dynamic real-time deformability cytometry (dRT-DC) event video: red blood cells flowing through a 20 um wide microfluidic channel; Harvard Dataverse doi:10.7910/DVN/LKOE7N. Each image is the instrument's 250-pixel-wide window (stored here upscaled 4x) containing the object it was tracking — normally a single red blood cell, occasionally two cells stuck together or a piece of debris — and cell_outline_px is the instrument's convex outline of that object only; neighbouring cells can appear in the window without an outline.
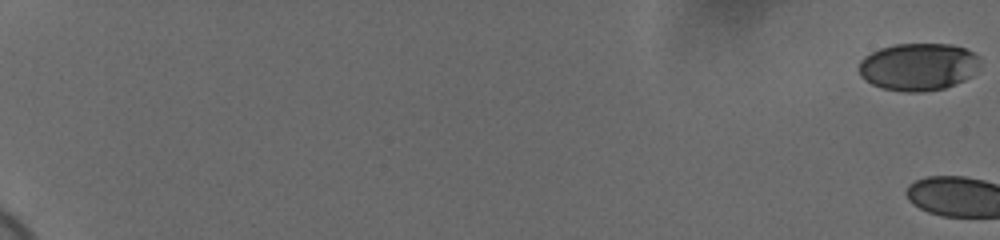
{"species": "human", "species_latin": "Homo sapiens", "temperature_condition": "cold", "stored_images_in_passage": 4, "camera_frame_rate_fps": 3000, "um_per_image_px": 0.085, "donor": {"sex": "female"}, "frame": {"image": 1, "passage_image": 1, "time_ms": 0.0, "image_size_px": [1000, 240], "cell_outline_px": [[980, 64], [972, 76], [964, 80], [944, 88], [924, 92], [904, 92], [884, 88], [872, 84], [860, 76], [860, 60], [864, 56], [880, 48], [896, 44], [952, 44], [964, 48], [980, 56]], "centroid_in_image_um": [78.08, 5.67], "position_along_channel_um": 6.9, "area_um2": 33.58}}